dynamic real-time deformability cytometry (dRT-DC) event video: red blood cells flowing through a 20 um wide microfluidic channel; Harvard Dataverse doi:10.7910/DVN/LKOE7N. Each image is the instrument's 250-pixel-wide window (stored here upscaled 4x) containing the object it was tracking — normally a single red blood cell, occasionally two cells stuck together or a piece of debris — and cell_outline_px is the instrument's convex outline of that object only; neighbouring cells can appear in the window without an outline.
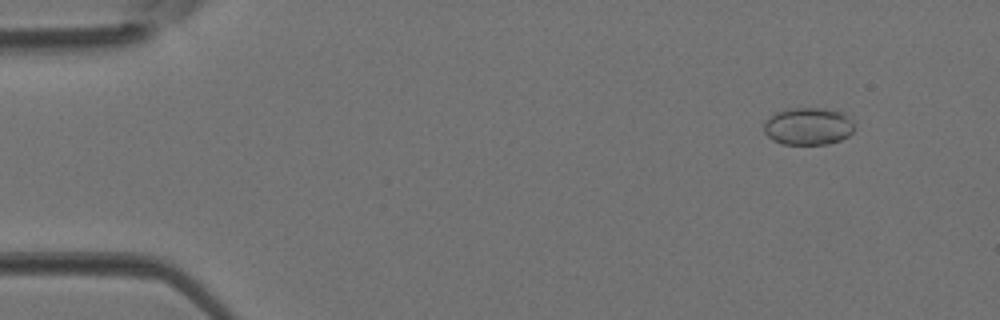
{"species": "Egyptian fruit bat (a non-hibernating species)", "species_latin": "Rousettus aegyptiacus", "temperature_condition": "room temperature", "stored_images_in_passage": 4, "camera_frame_rate_fps": 3000, "um_per_image_px": 0.085, "animal": {"sex": "female"}, "frame": {"image": 1, "passage_image": 1, "time_ms": 0.0, "image_size_px": [1000, 320], "cell_outline_px": [[856, 120], [852, 132], [848, 136], [840, 140], [828, 144], [780, 144], [772, 140], [764, 132], [764, 124], [776, 112], [788, 108], [820, 108], [840, 112]], "centroid_in_image_um": [68.72, 10.74], "position_along_channel_um": 16.3, "area_um2": 19.77}}
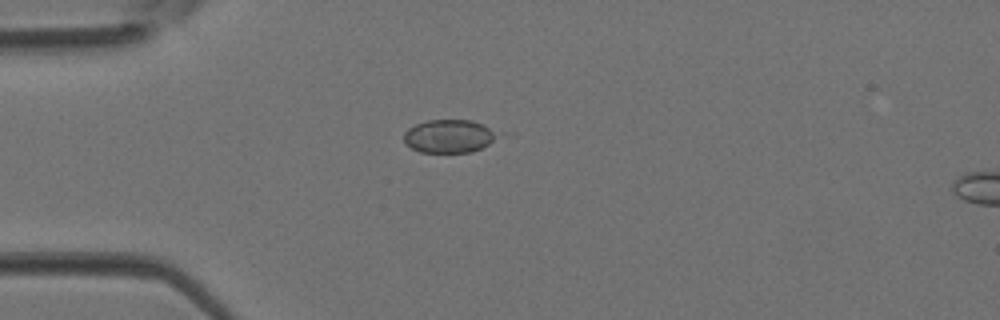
{"frame": {"image": 2, "passage_image": 3, "time_ms": 0.667, "image_size_px": [1000, 320], "cell_outline_px": [[508, 132], [488, 144], [472, 152], [420, 152], [404, 144], [404, 132], [408, 128], [416, 124], [428, 120], [472, 120]], "centroid_in_image_um": [38.28, 11.56], "position_along_channel_um": 46.7, "area_um2": 18.73}}